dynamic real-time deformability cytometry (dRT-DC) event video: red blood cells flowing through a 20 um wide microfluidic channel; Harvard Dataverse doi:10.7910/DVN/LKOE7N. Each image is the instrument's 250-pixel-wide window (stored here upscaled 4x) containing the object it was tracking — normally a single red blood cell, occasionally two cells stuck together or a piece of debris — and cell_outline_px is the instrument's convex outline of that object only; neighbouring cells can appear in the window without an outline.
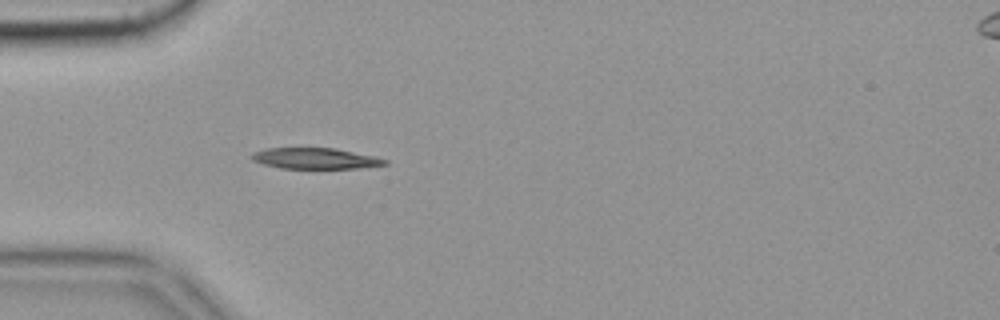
{"species": "common noctule bat (a hibernating species)", "species_latin": "Nyctalus noctula", "temperature_condition": "cold", "stored_images_in_passage": 57, "camera_frame_rate_fps": 3000, "um_per_image_px": 0.085, "animal": {"sex": "female", "body_mass_g": 19.9}, "frame": {"image": 1, "passage_image": 17, "time_ms": 5.333, "image_size_px": [1000, 320], "cell_outline_px": [[388, 164], [360, 168], [280, 168], [264, 164], [252, 160], [248, 156], [252, 152], [264, 148], [336, 148], [376, 156], [388, 160]], "centroid_in_image_um": [26.79, 13.46], "position_along_channel_um": 58.2, "area_um2": 16.42}, "authors_computed_cell_mechanics": {"area_um2": 16.2418, "velocity_mm_per_s": 3.542, "shape_relaxation_time_tau1_ms": 11.1408, "shape_relaxation_time_tau2_ms": null, "deformation_change_tau1": 0.2561, "deformation_change_tau2": null}}